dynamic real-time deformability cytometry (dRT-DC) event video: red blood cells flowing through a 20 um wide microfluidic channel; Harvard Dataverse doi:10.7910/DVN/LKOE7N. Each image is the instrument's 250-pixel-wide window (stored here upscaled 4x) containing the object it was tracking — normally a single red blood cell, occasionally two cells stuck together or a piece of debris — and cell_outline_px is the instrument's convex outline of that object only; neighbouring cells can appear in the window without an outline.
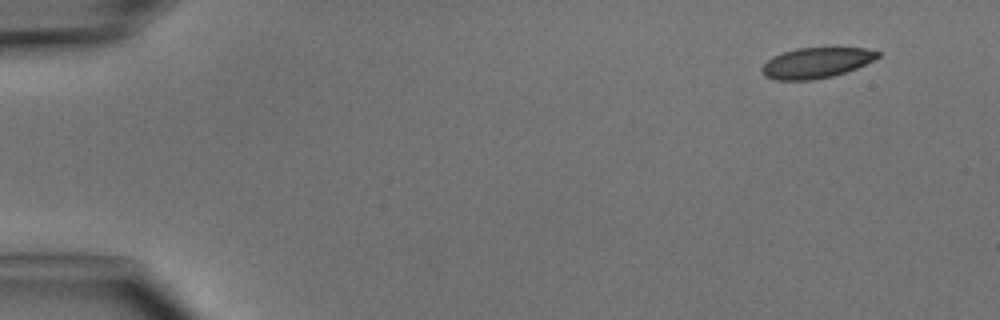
{"species": "common noctule bat (a hibernating species)", "species_latin": "Nyctalus noctula", "temperature_condition": "cold", "stored_images_in_passage": 4, "camera_frame_rate_fps": 3000, "um_per_image_px": 0.085, "animal": {"sex": "male", "body_mass_g": 15.6}, "frame": {"image": 1, "passage_image": 1, "time_ms": 0.0, "image_size_px": [1000, 320], "cell_outline_px": [[880, 56], [856, 68], [832, 76], [812, 80], [776, 80], [764, 76], [760, 72], [760, 68], [772, 56], [796, 48], [864, 48], [880, 52]], "centroid_in_image_um": [69.32, 5.34], "position_along_channel_um": 15.7, "area_um2": 20.46}}
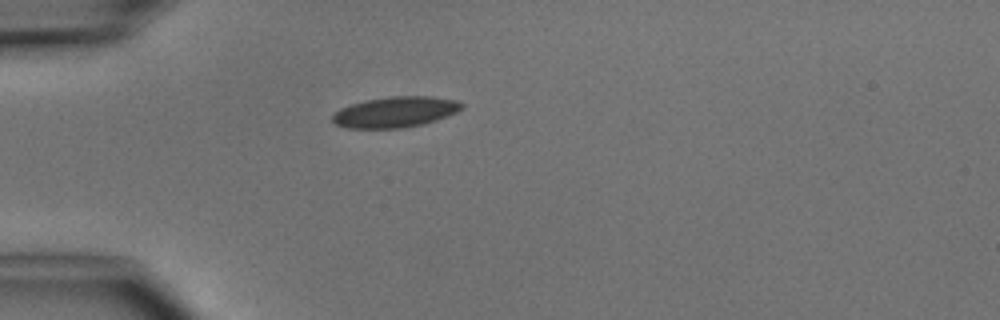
{"frame": {"image": 2, "passage_image": 4, "time_ms": 3.333, "image_size_px": [1000, 320], "cell_outline_px": [[464, 108], [456, 112], [436, 120], [420, 124], [400, 128], [348, 128], [336, 124], [332, 120], [332, 116], [340, 108], [364, 100], [388, 96], [432, 96], [456, 100], [464, 104]], "centroid_in_image_um": [33.61, 9.5], "position_along_channel_um": 51.4, "area_um2": 23.06}}